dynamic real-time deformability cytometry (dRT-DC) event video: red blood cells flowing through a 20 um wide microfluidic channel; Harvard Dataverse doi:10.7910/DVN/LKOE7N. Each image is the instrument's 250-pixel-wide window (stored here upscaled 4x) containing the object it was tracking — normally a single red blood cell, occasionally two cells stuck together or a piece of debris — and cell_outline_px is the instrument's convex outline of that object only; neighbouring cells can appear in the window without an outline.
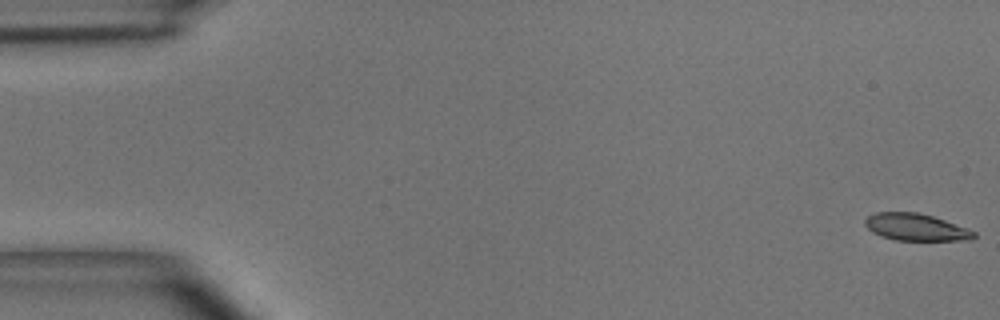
{"species": "common noctule bat (a hibernating species)", "species_latin": "Nyctalus noctula", "temperature_condition": "room temperature", "stored_images_in_passage": 55, "camera_frame_rate_fps": 3000, "um_per_image_px": 0.085, "animal": {"sex": "male", "body_mass_g": 15.6}, "frame": {"image": 1, "passage_image": 1, "time_ms": 0.0, "image_size_px": [1000, 320], "cell_outline_px": [[976, 236], [972, 240], [896, 240], [880, 236], [872, 232], [864, 224], [864, 220], [868, 216], [876, 212], [920, 212], [968, 228], [976, 232]], "centroid_in_image_um": [77.85, 19.31], "position_along_channel_um": 7.2, "area_um2": 17.22}}
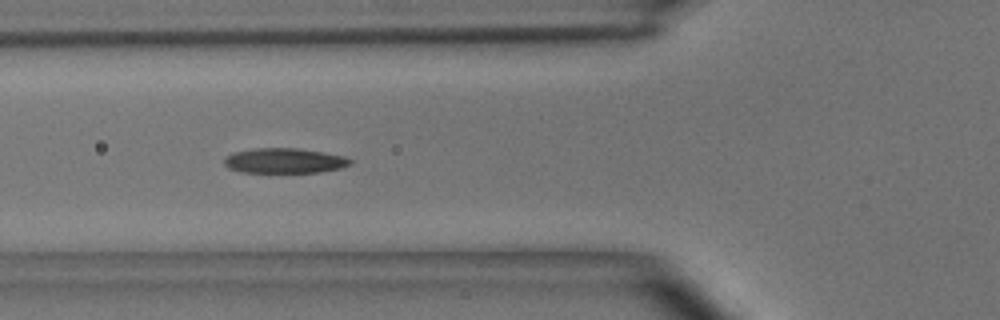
{"frame": {"image": 2, "passage_image": 20, "time_ms": 6.333, "image_size_px": [1000, 320], "cell_outline_px": [[352, 164], [340, 168], [320, 172], [240, 172], [228, 168], [224, 164], [224, 160], [228, 156], [236, 152], [256, 148], [296, 148], [324, 152], [344, 156], [352, 160]], "centroid_in_image_um": [24.21, 13.66], "position_along_channel_um": 101.6, "area_um2": 18.26}}
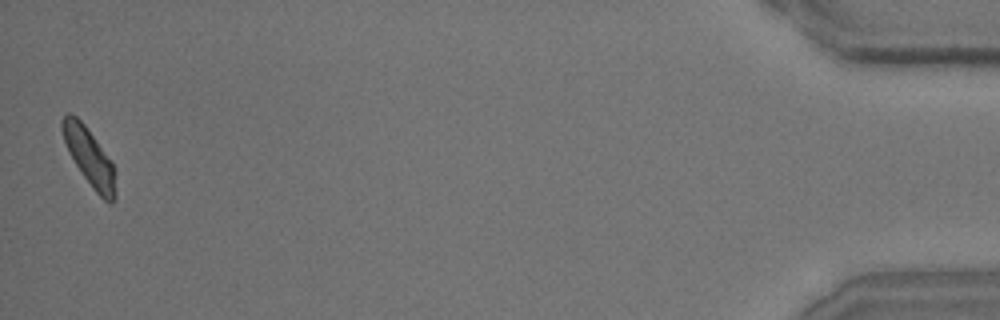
{"frame": {"image": 3, "passage_image": 54, "time_ms": 17.667, "image_size_px": [1000, 320], "cell_outline_px": [[116, 196], [112, 204], [108, 204], [92, 188], [68, 152], [60, 128], [60, 120], [68, 112], [76, 116], [84, 124], [112, 160], [116, 172]], "centroid_in_image_um": [7.62, 13.37], "position_along_channel_um": 427.6, "area_um2": 18.15}}